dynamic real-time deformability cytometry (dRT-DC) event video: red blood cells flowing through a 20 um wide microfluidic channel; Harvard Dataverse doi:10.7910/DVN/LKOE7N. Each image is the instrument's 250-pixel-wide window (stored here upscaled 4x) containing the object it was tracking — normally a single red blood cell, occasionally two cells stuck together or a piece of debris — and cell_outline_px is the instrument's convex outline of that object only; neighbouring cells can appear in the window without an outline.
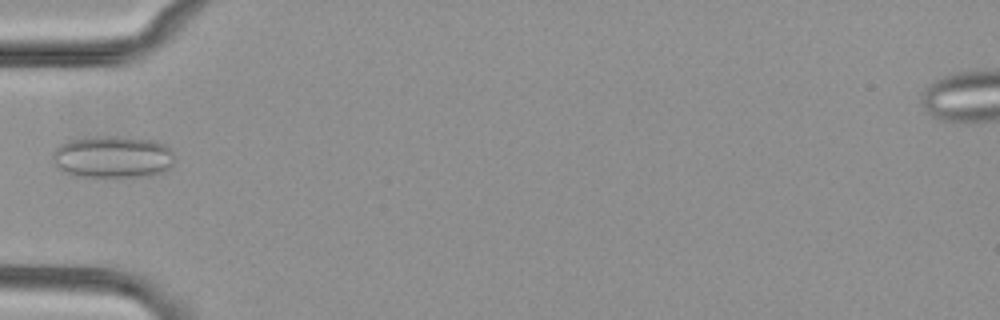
{"species": "common noctule bat (a hibernating species)", "species_latin": "Nyctalus noctula", "temperature_condition": "cold", "stored_images_in_passage": 1, "camera_frame_rate_fps": 3000, "um_per_image_px": 0.085, "animal": {"sex": "female", "body_mass_g": 29.2, "forearm_length_mm": 56.3}, "frame": {"image": 1, "passage_image": 1, "time_ms": 0.0, "image_size_px": [1000, 320], "cell_outline_px": [[176, 160], [168, 172], [152, 176], [76, 176], [64, 172], [52, 160], [52, 152], [60, 144], [68, 140], [96, 136], [116, 136], [156, 140], [164, 144], [172, 152]], "centroid_in_image_um": [9.63, 13.33], "position_along_channel_um": 75.4, "area_um2": 30.35}}